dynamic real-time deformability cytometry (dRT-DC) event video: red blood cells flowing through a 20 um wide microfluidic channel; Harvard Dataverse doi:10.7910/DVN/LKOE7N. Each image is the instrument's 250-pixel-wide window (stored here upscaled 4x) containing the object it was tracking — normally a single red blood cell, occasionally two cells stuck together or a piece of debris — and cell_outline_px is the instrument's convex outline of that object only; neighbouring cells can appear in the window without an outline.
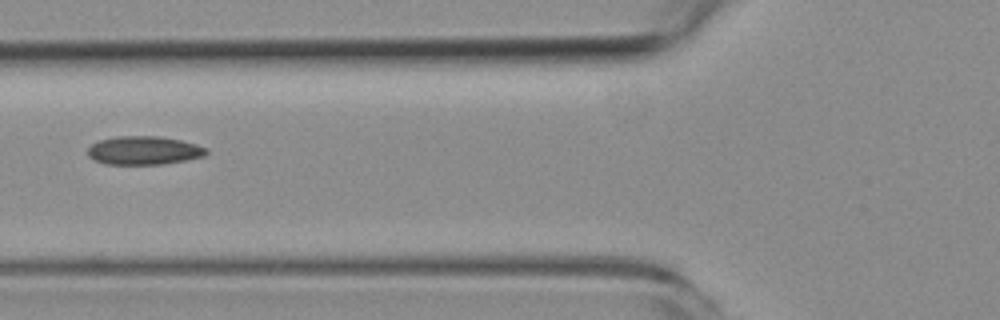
{"species": "common noctule bat (a hibernating species)", "species_latin": "Nyctalus noctula", "temperature_condition": "room temperature", "stored_images_in_passage": 3, "camera_frame_rate_fps": 3000, "um_per_image_px": 0.085, "animal": {"sex": "female", "body_mass_g": 19.3, "forearm_length_mm": 54.1}, "frame": {"image": 1, "passage_image": 2, "time_ms": 1.333, "image_size_px": [1000, 320], "cell_outline_px": [[208, 152], [204, 156], [164, 164], [104, 164], [88, 156], [88, 148], [92, 144], [100, 140], [116, 136], [160, 136], [180, 140], [196, 144], [208, 148]], "centroid_in_image_um": [12.24, 12.78], "position_along_channel_um": 113.6, "area_um2": 19.65}}
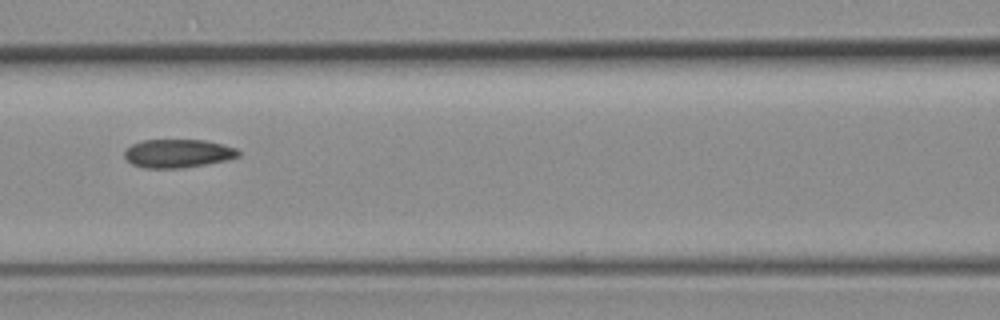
{"frame": {"image": 2, "passage_image": 3, "time_ms": 2.333, "image_size_px": [1000, 320], "cell_outline_px": [[240, 156], [224, 160], [204, 164], [180, 168], [144, 168], [132, 164], [124, 156], [124, 152], [132, 144], [144, 140], [204, 140], [224, 144], [236, 148], [240, 152]], "centroid_in_image_um": [15.12, 13.03], "position_along_channel_um": 151.5, "area_um2": 18.73}}